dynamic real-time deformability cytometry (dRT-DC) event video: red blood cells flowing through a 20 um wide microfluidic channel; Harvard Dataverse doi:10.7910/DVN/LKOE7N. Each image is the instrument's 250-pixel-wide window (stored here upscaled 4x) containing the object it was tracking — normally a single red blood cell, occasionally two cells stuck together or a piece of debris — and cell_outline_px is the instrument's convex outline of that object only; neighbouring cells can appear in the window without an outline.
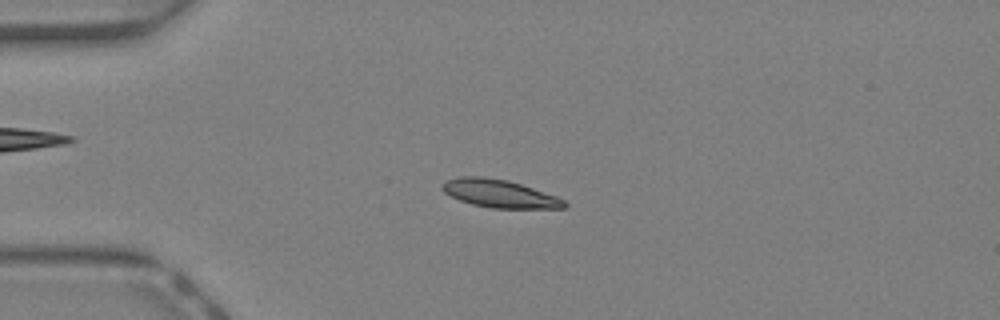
{"species": "Egyptian fruit bat (a non-hibernating species)", "species_latin": "Rousettus aegyptiacus", "temperature_condition": "warm", "stored_images_in_passage": 38, "camera_frame_rate_fps": 3000, "um_per_image_px": 0.085, "animal": {"sex": "female"}, "frame": {"image": 1, "passage_image": 5, "time_ms": 1.333, "image_size_px": [1000, 320], "cell_outline_px": [[568, 208], [492, 208], [472, 204], [460, 200], [444, 192], [440, 188], [440, 184], [448, 180], [460, 176], [480, 176], [508, 180], [556, 196], [564, 200], [568, 204]], "centroid_in_image_um": [42.45, 16.45], "position_along_channel_um": 42.6, "area_um2": 19.77}}
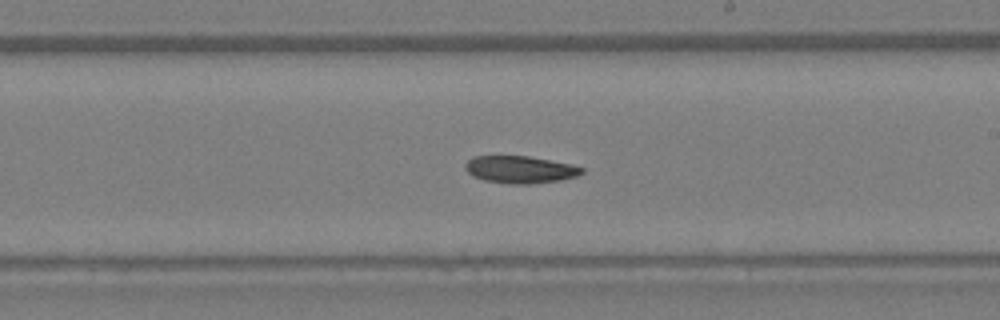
{"frame": {"image": 2, "passage_image": 20, "time_ms": 6.333, "image_size_px": [1000, 320], "cell_outline_px": [[584, 172], [576, 176], [560, 180], [528, 184], [512, 184], [484, 180], [472, 176], [464, 168], [464, 164], [472, 156], [528, 156], [572, 164], [584, 168]], "centroid_in_image_um": [44.19, 14.4], "position_along_channel_um": 244.8, "area_um2": 18.55}}
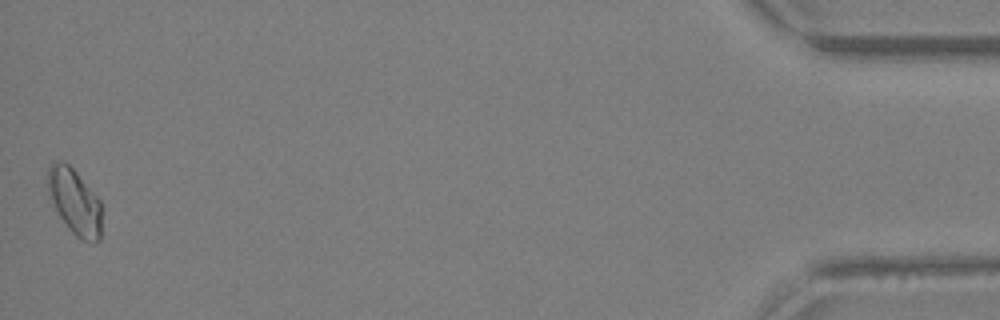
{"frame": {"image": 3, "passage_image": 38, "time_ms": 12.333, "image_size_px": [1000, 320], "cell_outline_px": [[100, 240], [80, 240], [72, 232], [60, 216], [52, 200], [48, 188], [48, 168], [56, 160], [64, 160], [76, 172], [100, 200]], "centroid_in_image_um": [6.34, 17.11], "position_along_channel_um": 428.9, "area_um2": 20.0}}